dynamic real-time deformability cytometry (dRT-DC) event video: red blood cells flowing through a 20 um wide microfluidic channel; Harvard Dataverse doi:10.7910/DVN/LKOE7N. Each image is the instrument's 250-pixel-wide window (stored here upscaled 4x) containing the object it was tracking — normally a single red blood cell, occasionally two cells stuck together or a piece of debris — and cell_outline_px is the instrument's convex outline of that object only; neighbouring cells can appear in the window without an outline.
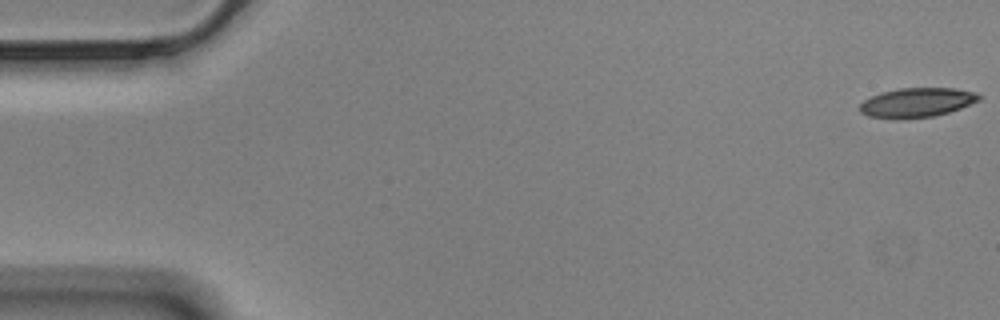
{"species": "Egyptian fruit bat (a non-hibernating species)", "species_latin": "Rousettus aegyptiacus", "temperature_condition": "cold", "stored_images_in_passage": 57, "camera_frame_rate_fps": 3000, "um_per_image_px": 0.085, "animal": {"sex": "male"}, "frame": {"image": 1, "passage_image": 1, "time_ms": 0.0, "image_size_px": [1000, 320], "cell_outline_px": [[984, 96], [980, 100], [960, 108], [948, 112], [932, 116], [900, 120], [896, 120], [868, 116], [860, 112], [860, 104], [864, 100], [880, 92], [900, 88], [952, 88], [976, 92]], "centroid_in_image_um": [77.93, 8.72], "position_along_channel_um": 7.1, "area_um2": 20.63}}
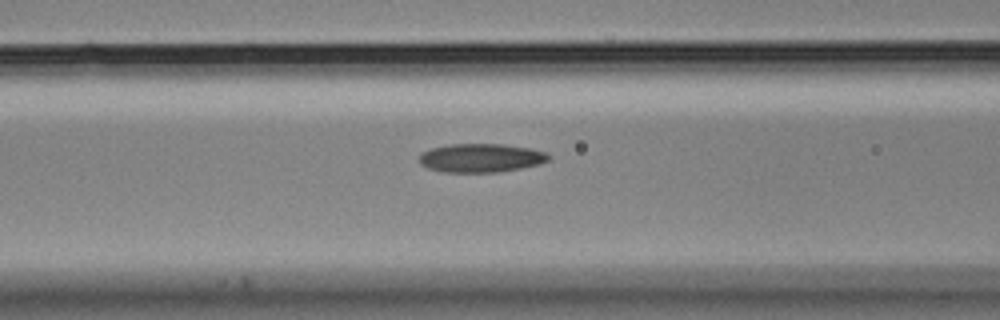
{"frame": {"image": 2, "passage_image": 23, "time_ms": 7.333, "image_size_px": [1000, 320], "cell_outline_px": [[552, 156], [548, 160], [540, 164], [520, 168], [496, 172], [440, 172], [428, 168], [420, 164], [420, 152], [432, 148], [452, 144], [504, 144], [532, 148], [548, 152]], "centroid_in_image_um": [40.91, 13.42], "position_along_channel_um": 125.7, "area_um2": 21.79}}
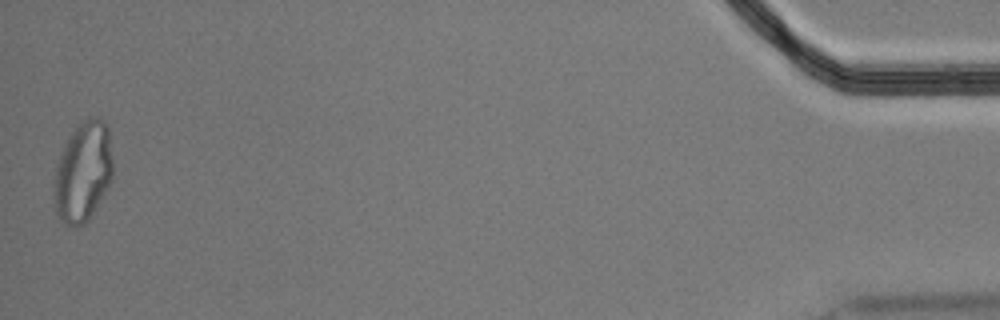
{"frame": {"image": 3, "passage_image": 57, "time_ms": 18.667, "image_size_px": [1000, 320], "cell_outline_px": [[112, 180], [104, 196], [88, 220], [84, 224], [68, 224], [56, 212], [56, 164], [64, 144], [76, 128], [88, 116], [96, 116], [108, 128], [112, 156]], "centroid_in_image_um": [7.11, 14.57], "position_along_channel_um": 428.1, "area_um2": 33.47}, "authors_computed_cell_mechanics": {"area_um2": 21.2126, "velocity_mm_per_s": 3.4826, "shape_relaxation_time_tau1_ms": 6.2128, "shape_relaxation_time_tau2_ms": 3.7925, "deformation_change_tau1": 0.1837, "deformation_change_tau2": 0.1204}}